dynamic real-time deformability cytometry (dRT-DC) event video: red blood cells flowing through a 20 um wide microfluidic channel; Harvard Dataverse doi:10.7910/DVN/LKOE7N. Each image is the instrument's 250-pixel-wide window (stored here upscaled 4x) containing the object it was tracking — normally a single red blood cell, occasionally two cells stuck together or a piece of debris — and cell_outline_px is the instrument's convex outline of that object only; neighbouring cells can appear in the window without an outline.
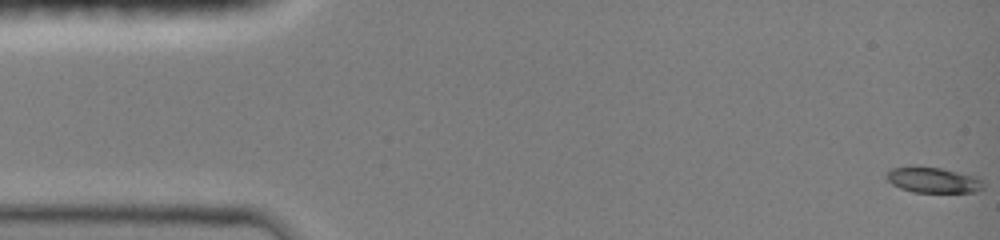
{"species": "common noctule bat (a hibernating species)", "species_latin": "Nyctalus noctula", "temperature_condition": "room temperature", "stored_images_in_passage": 48, "camera_frame_rate_fps": 3000, "um_per_image_px": 0.085, "animal": {"sex": "female", "body_mass_g": 19.0, "forearm_length_mm": 51.5}, "frame": {"image": 1, "passage_image": 1, "time_ms": 0.0, "image_size_px": [1000, 240], "cell_outline_px": [[984, 188], [976, 192], [912, 192], [900, 188], [892, 184], [884, 176], [892, 168], [916, 164], [940, 168], [980, 176], [984, 184]], "centroid_in_image_um": [79.33, 15.27], "position_along_channel_um": 5.7, "area_um2": 14.97}}
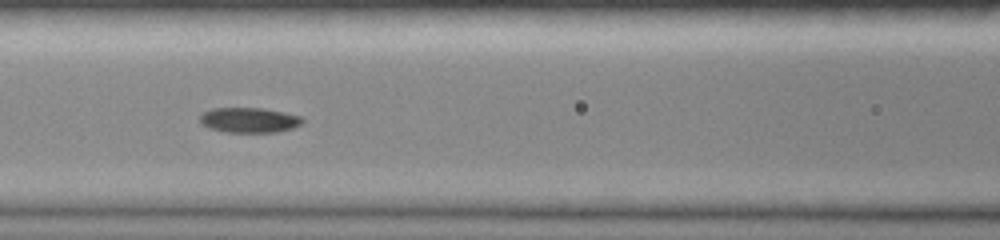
{"frame": {"image": 2, "passage_image": 21, "time_ms": 6.667, "image_size_px": [1000, 240], "cell_outline_px": [[304, 120], [300, 124], [292, 128], [276, 132], [224, 132], [208, 128], [200, 120], [200, 116], [204, 112], [212, 108], [264, 108], [284, 112], [300, 116]], "centroid_in_image_um": [21.18, 10.2], "position_along_channel_um": 145.4, "area_um2": 14.91}}
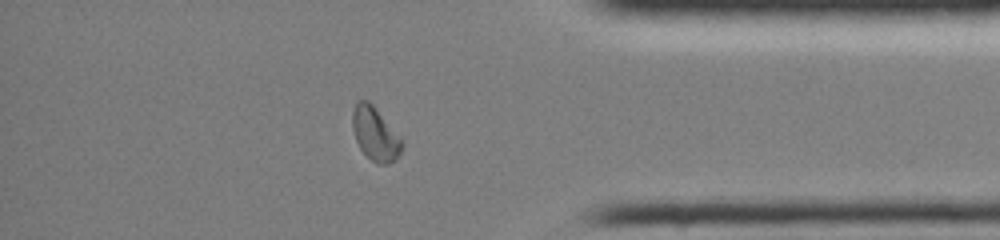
{"frame": {"image": 3, "passage_image": 41, "time_ms": 13.333, "image_size_px": [1000, 240], "cell_outline_px": [[404, 144], [396, 160], [388, 164], [380, 164], [372, 160], [360, 148], [356, 140], [352, 128], [352, 112], [356, 100], [368, 100], [372, 104], [400, 136]], "centroid_in_image_um": [31.89, 11.36], "position_along_channel_um": 403.3, "area_um2": 15.37}}